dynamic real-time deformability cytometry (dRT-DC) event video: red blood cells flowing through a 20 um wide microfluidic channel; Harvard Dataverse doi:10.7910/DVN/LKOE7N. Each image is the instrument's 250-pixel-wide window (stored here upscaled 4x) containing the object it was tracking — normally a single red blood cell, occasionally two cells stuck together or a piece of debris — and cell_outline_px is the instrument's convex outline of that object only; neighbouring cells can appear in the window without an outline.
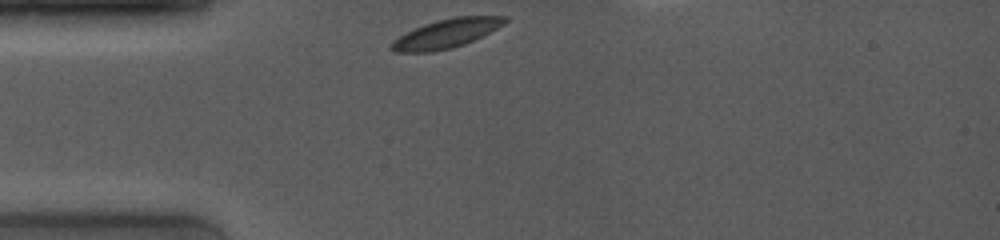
{"species": "common noctule bat (a hibernating species)", "species_latin": "Nyctalus noctula", "temperature_condition": "room temperature", "stored_images_in_passage": 12, "camera_frame_rate_fps": 4000, "um_per_image_px": 0.085, "animal": {"sex": "female", "body_mass_g": 19.0, "forearm_length_mm": 53.3}, "frame": {"image": 1, "passage_image": 1, "time_ms": 0.0, "image_size_px": [1000, 240], "cell_outline_px": [[508, 20], [504, 24], [464, 44], [452, 48], [432, 52], [396, 52], [392, 48], [392, 40], [424, 24], [436, 20], [456, 16], [508, 16]], "centroid_in_image_um": [37.95, 2.84], "position_along_channel_um": 47.1, "area_um2": 18.73}}